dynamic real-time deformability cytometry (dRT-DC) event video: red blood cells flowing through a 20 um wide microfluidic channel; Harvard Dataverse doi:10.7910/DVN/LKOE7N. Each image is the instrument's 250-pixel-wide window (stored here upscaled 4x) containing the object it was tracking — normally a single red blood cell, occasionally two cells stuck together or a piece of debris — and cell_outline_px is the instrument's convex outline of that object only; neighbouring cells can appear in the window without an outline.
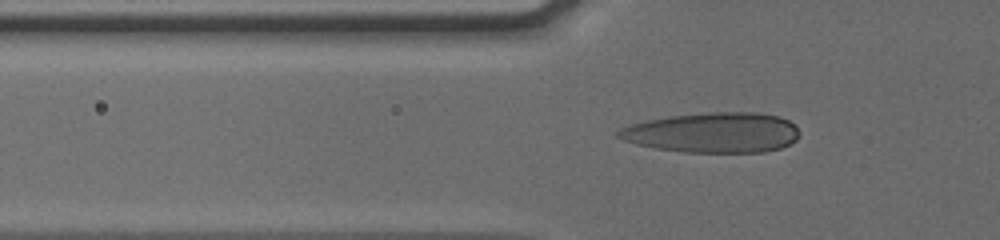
{"species": "human", "species_latin": "Homo sapiens", "temperature_condition": "cold", "stored_images_in_passage": 56, "camera_frame_rate_fps": 3000, "um_per_image_px": 0.085, "donor": {"sex": "male"}, "frame": {"image": 1, "passage_image": 21, "time_ms": 6.667, "image_size_px": [1000, 240], "cell_outline_px": [[800, 136], [796, 140], [780, 148], [764, 152], [684, 152], [656, 148], [636, 144], [624, 140], [616, 136], [616, 132], [620, 128], [632, 124], [648, 120], [672, 116], [712, 112], [756, 112], [780, 116], [788, 120], [800, 132]], "centroid_in_image_um": [60.62, 11.27], "position_along_channel_um": 65.2, "area_um2": 42.25}}
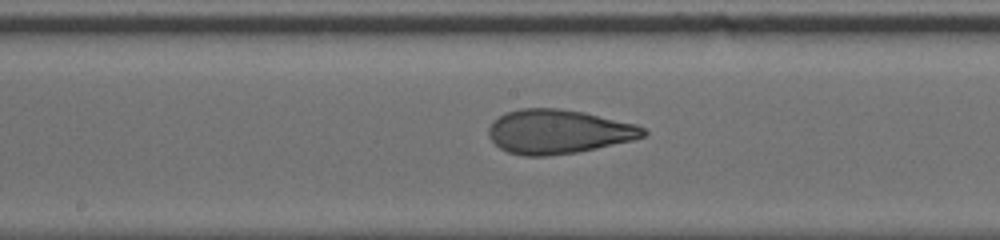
{"frame": {"image": 2, "passage_image": 32, "time_ms": 10.333, "image_size_px": [1000, 240], "cell_outline_px": [[648, 132], [644, 136], [632, 140], [596, 148], [576, 152], [548, 156], [524, 156], [508, 152], [500, 148], [488, 136], [488, 128], [492, 120], [508, 112], [520, 108], [560, 108], [584, 112], [636, 124], [644, 128]], "centroid_in_image_um": [47.44, 11.18], "position_along_channel_um": 200.8, "area_um2": 39.77}}
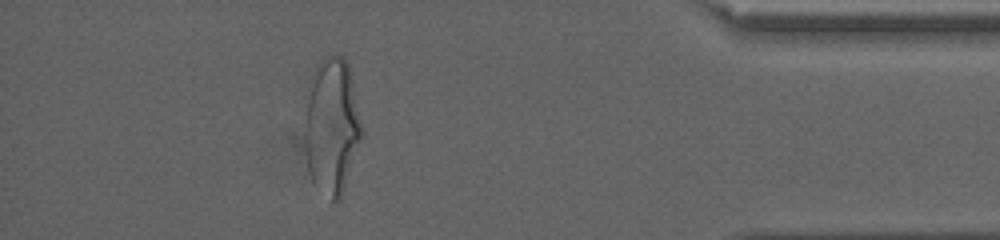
{"frame": {"image": 3, "passage_image": 51, "time_ms": 16.667, "image_size_px": [1000, 240], "cell_outline_px": [[364, 136], [340, 200], [336, 204], [332, 204], [312, 180], [308, 172], [304, 132], [304, 124], [308, 80], [316, 64], [324, 56], [344, 56], [348, 64], [352, 80], [364, 132]], "centroid_in_image_um": [28.2, 10.73], "position_along_channel_um": 407.0, "area_um2": 46.41}}